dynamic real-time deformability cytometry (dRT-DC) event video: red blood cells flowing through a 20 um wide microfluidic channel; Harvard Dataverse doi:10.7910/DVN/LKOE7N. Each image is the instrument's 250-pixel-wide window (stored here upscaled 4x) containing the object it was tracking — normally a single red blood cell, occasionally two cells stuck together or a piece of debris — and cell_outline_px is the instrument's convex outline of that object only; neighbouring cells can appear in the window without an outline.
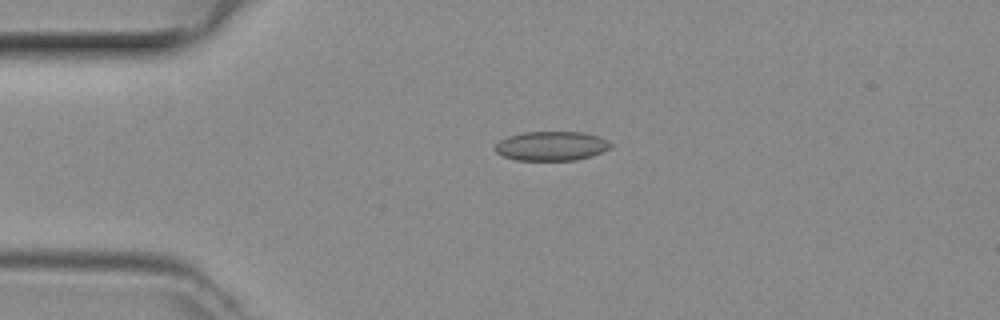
{"species": "common noctule bat (a hibernating species)", "species_latin": "Nyctalus noctula", "temperature_condition": "room temperature", "stored_images_in_passage": 40, "camera_frame_rate_fps": 3000, "um_per_image_px": 0.085, "animal": {"sex": "female", "body_mass_g": 29.2, "forearm_length_mm": 56.3}, "frame": {"image": 1, "passage_image": 3, "time_ms": 0.667, "image_size_px": [1000, 320], "cell_outline_px": [[612, 148], [592, 156], [576, 160], [516, 160], [504, 156], [496, 152], [492, 148], [500, 140], [508, 136], [524, 132], [584, 132], [600, 136], [608, 140], [612, 144]], "centroid_in_image_um": [46.9, 12.4], "position_along_channel_um": 38.1, "area_um2": 19.94}}
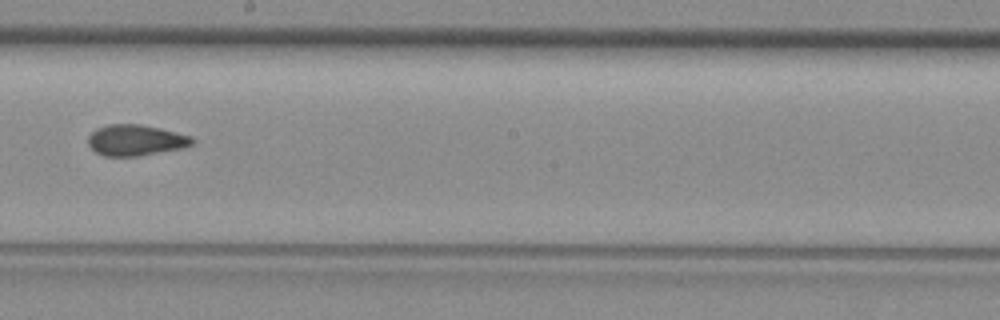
{"frame": {"image": 2, "passage_image": 19, "time_ms": 6.0, "image_size_px": [1000, 320], "cell_outline_px": [[196, 140], [192, 144], [184, 148], [140, 156], [104, 156], [96, 152], [88, 144], [88, 136], [96, 128], [108, 124], [140, 124], [160, 128], [192, 136]], "centroid_in_image_um": [11.55, 11.92], "position_along_channel_um": 236.6, "area_um2": 18.96}}
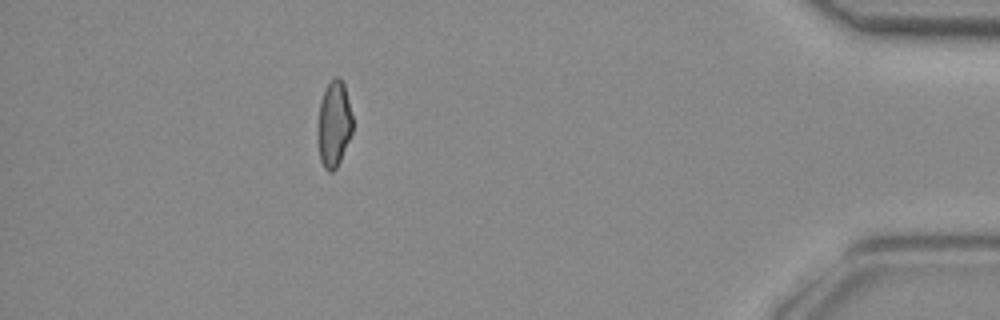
{"frame": {"image": 3, "passage_image": 35, "time_ms": 11.333, "image_size_px": [1000, 320], "cell_outline_px": [[352, 132], [340, 160], [336, 168], [332, 172], [328, 172], [324, 168], [320, 160], [320, 100], [328, 84], [336, 76], [340, 76], [344, 84], [352, 116]], "centroid_in_image_um": [28.42, 10.53], "position_along_channel_um": 406.8, "area_um2": 16.7}}